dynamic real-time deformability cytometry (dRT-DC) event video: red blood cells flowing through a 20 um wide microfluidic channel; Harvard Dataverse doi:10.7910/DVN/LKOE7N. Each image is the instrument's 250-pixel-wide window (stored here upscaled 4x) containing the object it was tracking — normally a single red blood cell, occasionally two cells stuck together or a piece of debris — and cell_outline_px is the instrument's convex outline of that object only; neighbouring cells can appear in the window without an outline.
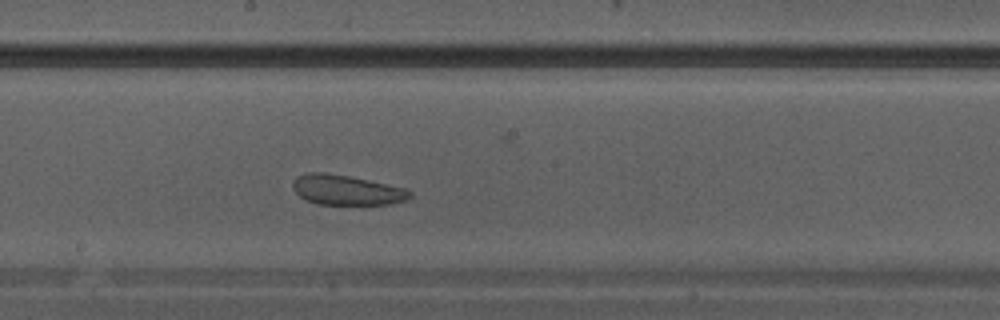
{"species": "Egyptian fruit bat (a non-hibernating species)", "species_latin": "Rousettus aegyptiacus", "temperature_condition": "warm", "stored_images_in_passage": 25, "camera_frame_rate_fps": 3000, "um_per_image_px": 0.085, "animal": {"sex": "male"}, "frame": {"image": 1, "passage_image": 11, "time_ms": 3.333, "image_size_px": [1000, 320], "cell_outline_px": [[412, 196], [404, 200], [392, 204], [316, 204], [300, 196], [292, 188], [292, 180], [296, 176], [308, 172], [324, 172], [348, 176], [404, 188], [412, 192]], "centroid_in_image_um": [29.41, 16.14], "position_along_channel_um": 218.8, "area_um2": 20.29}}
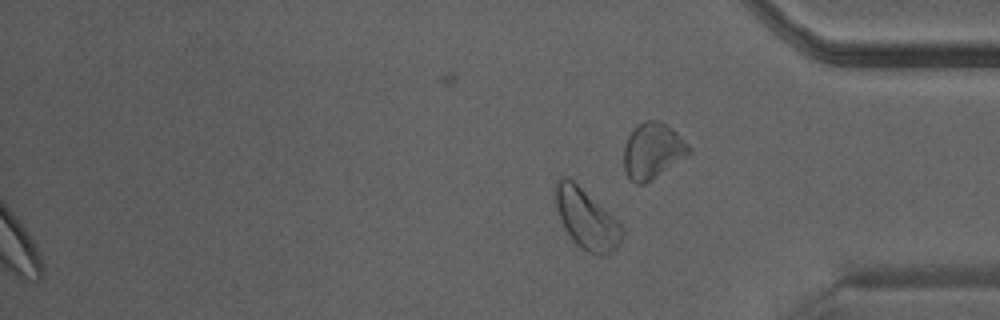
{"frame": {"image": 2, "passage_image": 25, "time_ms": 8.0, "image_size_px": [1000, 320], "cell_outline_px": [[624, 236], [616, 248], [608, 256], [596, 256], [580, 248], [572, 240], [564, 228], [552, 196], [552, 188], [556, 180], [564, 176], [568, 176], [612, 216], [624, 228]], "centroid_in_image_um": [49.81, 18.62], "position_along_channel_um": 385.4, "area_um2": 23.64}}